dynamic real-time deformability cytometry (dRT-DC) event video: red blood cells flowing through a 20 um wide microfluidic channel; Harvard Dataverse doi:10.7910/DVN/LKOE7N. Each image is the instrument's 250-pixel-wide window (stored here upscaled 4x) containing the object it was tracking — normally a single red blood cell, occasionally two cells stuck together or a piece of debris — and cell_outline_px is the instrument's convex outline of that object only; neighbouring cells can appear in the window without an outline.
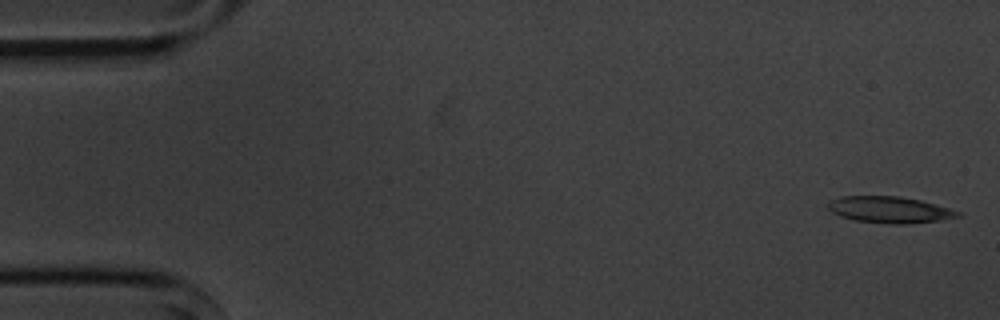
{"species": "common noctule bat (a hibernating species)", "species_latin": "Nyctalus noctula", "temperature_condition": "cold", "stored_images_in_passage": 5, "camera_frame_rate_fps": 3000, "um_per_image_px": 0.085, "animal": {"sex": "male", "body_mass_g": 20.1, "forearm_length_mm": 53.5}, "frame": {"image": 1, "passage_image": 1, "time_ms": 0.0, "image_size_px": [1000, 320], "cell_outline_px": [[964, 216], [940, 220], [904, 224], [888, 224], [852, 220], [840, 216], [832, 212], [828, 208], [828, 200], [840, 196], [900, 196], [920, 200], [948, 208], [960, 212]], "centroid_in_image_um": [75.59, 17.83], "position_along_channel_um": 9.4, "area_um2": 20.11}}
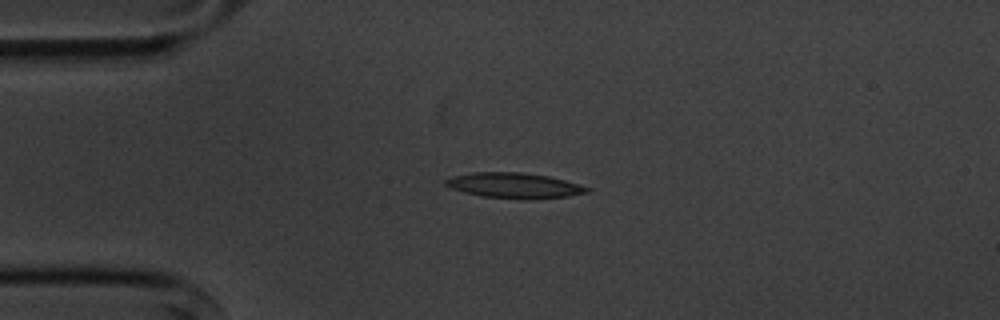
{"frame": {"image": 2, "passage_image": 4, "time_ms": 3.667, "image_size_px": [1000, 320], "cell_outline_px": [[592, 188], [588, 192], [568, 196], [480, 196], [464, 192], [452, 188], [444, 184], [444, 180], [452, 176], [472, 172], [516, 172], [548, 176], [580, 184]], "centroid_in_image_um": [43.65, 15.71], "position_along_channel_um": 41.3, "area_um2": 19.71}}